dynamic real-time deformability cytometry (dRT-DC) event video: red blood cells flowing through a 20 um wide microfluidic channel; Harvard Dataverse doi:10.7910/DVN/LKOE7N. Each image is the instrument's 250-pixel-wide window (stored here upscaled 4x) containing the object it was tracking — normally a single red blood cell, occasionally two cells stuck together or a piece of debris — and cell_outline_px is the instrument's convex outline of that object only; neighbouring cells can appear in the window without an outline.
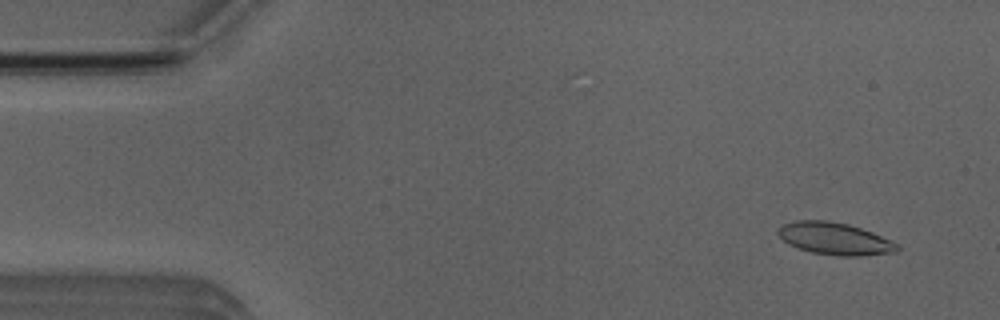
{"species": "Egyptian fruit bat (a non-hibernating species)", "species_latin": "Rousettus aegyptiacus", "temperature_condition": "room temperature", "stored_images_in_passage": 52, "camera_frame_rate_fps": 3000, "um_per_image_px": 0.085, "animal": {"sex": "male"}, "frame": {"image": 1, "passage_image": 4, "time_ms": 1.0, "image_size_px": [1000, 320], "cell_outline_px": [[900, 248], [896, 252], [860, 256], [836, 256], [812, 252], [788, 244], [776, 232], [784, 224], [796, 220], [828, 220], [848, 224], [872, 232], [892, 240], [900, 244]], "centroid_in_image_um": [71.0, 20.29], "position_along_channel_um": 14.0, "area_um2": 22.37}}
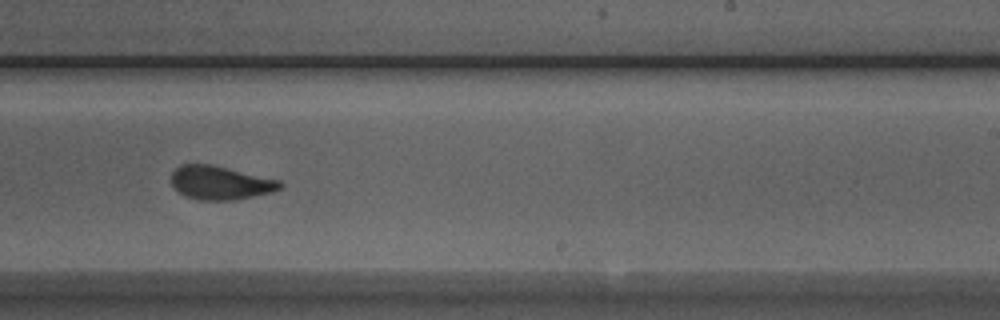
{"frame": {"image": 2, "passage_image": 32, "time_ms": 10.333, "image_size_px": [1000, 320], "cell_outline_px": [[284, 188], [272, 192], [236, 200], [200, 200], [184, 196], [172, 184], [172, 172], [180, 164], [212, 164], [280, 180], [284, 184]], "centroid_in_image_um": [18.77, 15.53], "position_along_channel_um": 270.2, "area_um2": 21.44}}
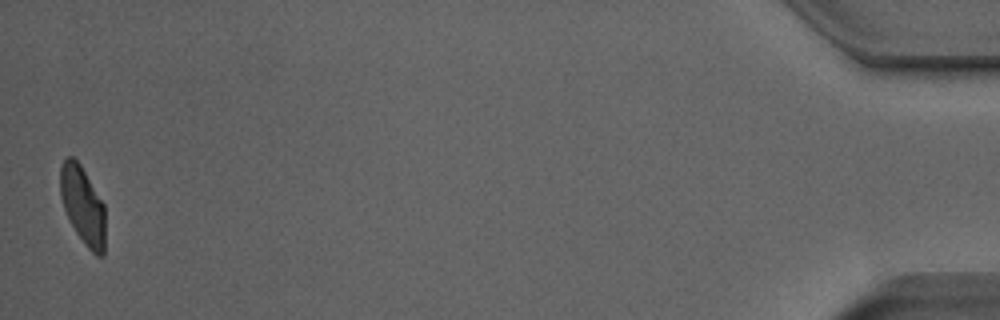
{"frame": {"image": 3, "passage_image": 52, "time_ms": 17.0, "image_size_px": [1000, 320], "cell_outline_px": [[104, 256], [96, 256], [88, 248], [76, 232], [64, 208], [60, 196], [60, 168], [64, 160], [68, 156], [72, 156], [80, 164], [104, 204]], "centroid_in_image_um": [7.03, 17.45], "position_along_channel_um": 428.2, "area_um2": 20.11}, "authors_computed_cell_mechanics": {"area_um2": 21.9351, "velocity_mm_per_s": 3.8754, "shape_relaxation_time_tau1_ms": 3.4386, "shape_relaxation_time_tau2_ms": 1.1093, "deformation_change_tau1": 0.1261, "deformation_change_tau2": 0.0726}}